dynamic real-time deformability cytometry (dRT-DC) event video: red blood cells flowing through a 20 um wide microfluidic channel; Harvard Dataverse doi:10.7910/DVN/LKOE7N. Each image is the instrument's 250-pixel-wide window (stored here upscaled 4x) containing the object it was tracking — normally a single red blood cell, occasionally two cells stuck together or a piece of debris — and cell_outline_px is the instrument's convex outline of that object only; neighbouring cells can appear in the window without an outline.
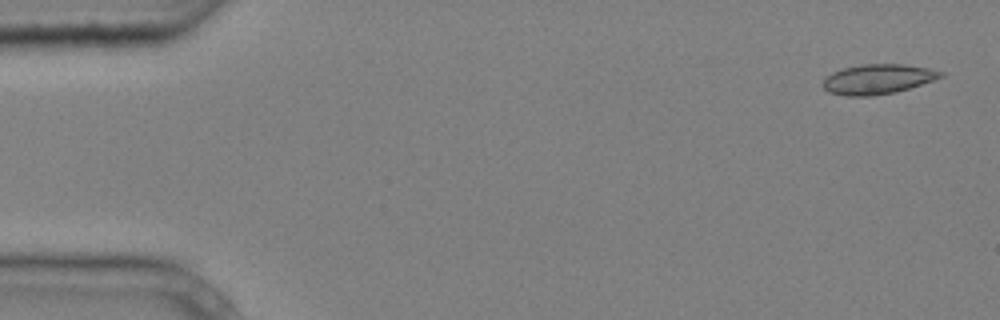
{"species": "common noctule bat (a hibernating species)", "species_latin": "Nyctalus noctula", "temperature_condition": "cold", "stored_images_in_passage": 5, "camera_frame_rate_fps": 3000, "um_per_image_px": 0.085, "animal": {"sex": "male", "body_mass_g": 20.4}, "frame": {"image": 1, "passage_image": 1, "time_ms": 0.0, "image_size_px": [1000, 320], "cell_outline_px": [[944, 76], [896, 92], [872, 96], [848, 96], [828, 92], [820, 84], [824, 76], [832, 72], [844, 68], [860, 64], [904, 64], [928, 68], [944, 72]], "centroid_in_image_um": [74.54, 6.72], "position_along_channel_um": 10.5, "area_um2": 20.58}}